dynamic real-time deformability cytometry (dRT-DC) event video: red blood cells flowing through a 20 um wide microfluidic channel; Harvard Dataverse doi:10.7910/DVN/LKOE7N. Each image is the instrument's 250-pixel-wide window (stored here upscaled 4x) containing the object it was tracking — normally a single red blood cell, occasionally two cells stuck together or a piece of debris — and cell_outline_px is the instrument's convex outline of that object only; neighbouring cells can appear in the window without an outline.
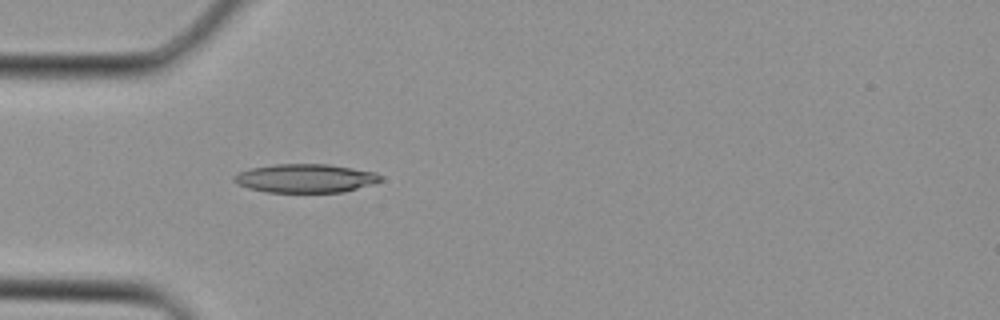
{"species": "Egyptian fruit bat (a non-hibernating species)", "species_latin": "Rousettus aegyptiacus", "temperature_condition": "cold", "stored_images_in_passage": 1, "camera_frame_rate_fps": 3000, "um_per_image_px": 0.085, "animal": {"sex": "female"}, "frame": {"image": 1, "passage_image": 1, "time_ms": 0.0, "image_size_px": [1000, 320], "cell_outline_px": [[384, 180], [372, 184], [344, 192], [268, 192], [248, 188], [236, 184], [232, 180], [232, 176], [248, 168], [276, 164], [328, 164], [376, 172], [384, 176]], "centroid_in_image_um": [25.96, 15.15], "position_along_channel_um": 59.0, "area_um2": 24.68}}